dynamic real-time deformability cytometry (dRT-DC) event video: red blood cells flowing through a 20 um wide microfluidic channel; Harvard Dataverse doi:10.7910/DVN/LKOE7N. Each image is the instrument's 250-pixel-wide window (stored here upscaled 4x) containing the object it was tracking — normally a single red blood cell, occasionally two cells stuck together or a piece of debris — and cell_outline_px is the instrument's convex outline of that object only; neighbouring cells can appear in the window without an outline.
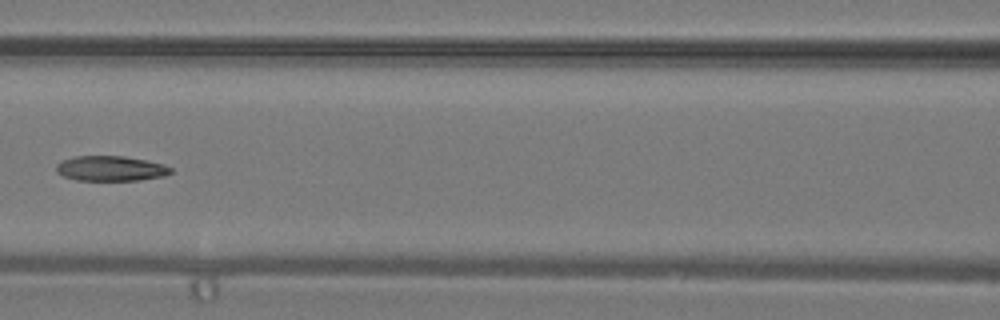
{"species": "common noctule bat (a hibernating species)", "species_latin": "Nyctalus noctula", "temperature_condition": "warm", "stored_images_in_passage": 40, "camera_frame_rate_fps": 3000, "um_per_image_px": 0.085, "animal": {"sex": "male", "body_mass_g": 19.2, "forearm_length_mm": 51.8}, "frame": {"image": 1, "passage_image": 18, "time_ms": 5.667, "image_size_px": [1000, 320], "cell_outline_px": [[172, 172], [164, 176], [140, 180], [76, 180], [64, 176], [56, 172], [56, 164], [64, 160], [76, 156], [124, 156], [164, 164], [172, 168]], "centroid_in_image_um": [9.42, 14.32], "position_along_channel_um": 157.2, "area_um2": 16.65}}